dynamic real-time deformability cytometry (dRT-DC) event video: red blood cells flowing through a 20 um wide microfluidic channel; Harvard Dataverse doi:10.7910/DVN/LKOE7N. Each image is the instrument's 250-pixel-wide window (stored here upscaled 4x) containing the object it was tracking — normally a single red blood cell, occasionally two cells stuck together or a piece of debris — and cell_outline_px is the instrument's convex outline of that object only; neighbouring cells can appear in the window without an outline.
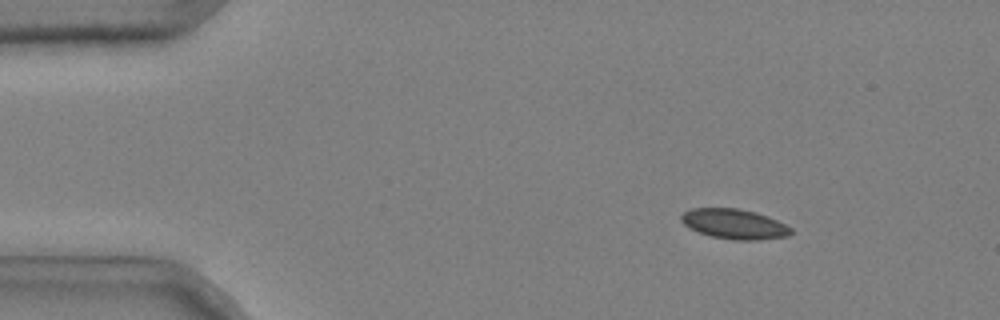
{"species": "common noctule bat (a hibernating species)", "species_latin": "Nyctalus noctula", "temperature_condition": "cold", "stored_images_in_passage": 47, "camera_frame_rate_fps": 3000, "um_per_image_px": 0.085, "animal": {"sex": "male", "body_mass_g": 20.4}, "frame": {"image": 1, "passage_image": 2, "time_ms": 0.333, "image_size_px": [1000, 320], "cell_outline_px": [[792, 232], [788, 236], [756, 240], [732, 240], [712, 236], [700, 232], [684, 224], [680, 220], [680, 216], [684, 212], [692, 208], [736, 208], [756, 212], [768, 216], [792, 228]], "centroid_in_image_um": [62.42, 19.03], "position_along_channel_um": 22.6, "area_um2": 19.02}}
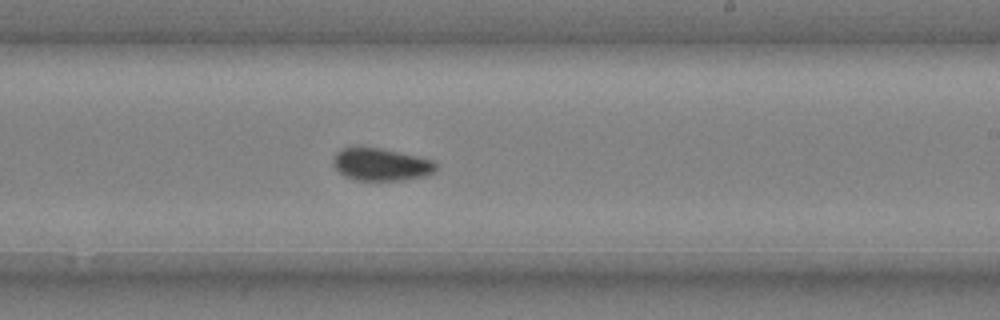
{"frame": {"image": 2, "passage_image": 27, "time_ms": 8.667, "image_size_px": [1000, 320], "cell_outline_px": [[436, 172], [428, 176], [404, 180], [352, 180], [344, 176], [332, 164], [332, 160], [336, 152], [344, 148], [380, 148], [436, 160]], "centroid_in_image_um": [32.43, 14.0], "position_along_channel_um": 256.6, "area_um2": 19.59}}
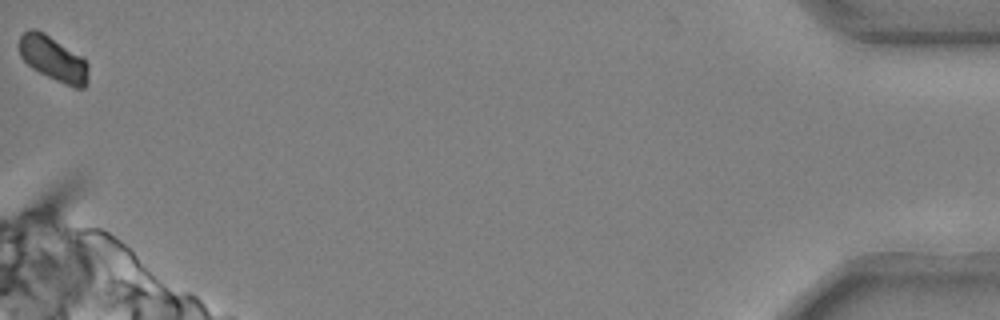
{"frame": {"image": 3, "passage_image": 47, "time_ms": 15.333, "image_size_px": [1000, 320], "cell_outline_px": [[88, 84], [84, 88], [76, 88], [56, 80], [32, 68], [20, 56], [20, 36], [28, 28], [36, 28], [44, 32], [80, 56], [88, 64]], "centroid_in_image_um": [4.53, 4.98], "position_along_channel_um": 430.7, "area_um2": 17.8}, "authors_computed_cell_mechanics": {"area_um2": 19.3052, "velocity_mm_per_s": 3.6837, "shape_relaxation_time_tau1_ms": 9.3054, "shape_relaxation_time_tau2_ms": 0.6084, "deformation_change_tau1": 0.124, "deformation_change_tau2": 0.042}}